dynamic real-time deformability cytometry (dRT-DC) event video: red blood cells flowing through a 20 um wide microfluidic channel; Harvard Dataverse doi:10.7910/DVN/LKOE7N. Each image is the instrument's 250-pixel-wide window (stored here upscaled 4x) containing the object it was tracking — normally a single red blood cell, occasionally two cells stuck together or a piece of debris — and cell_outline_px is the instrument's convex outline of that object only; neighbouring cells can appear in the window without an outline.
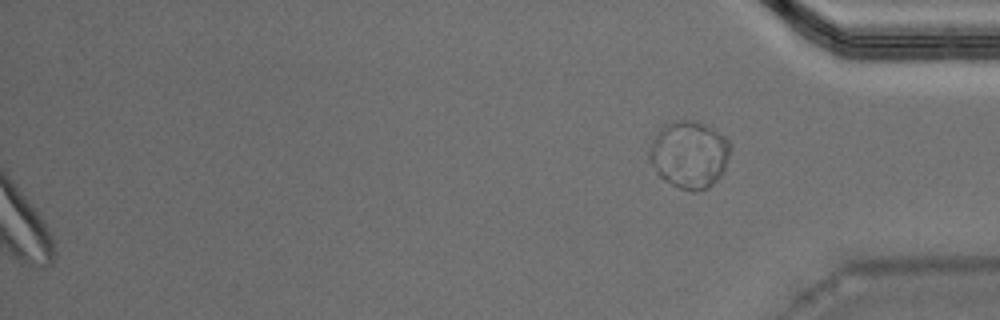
{"species": "Egyptian fruit bat (a non-hibernating species)", "species_latin": "Rousettus aegyptiacus", "temperature_condition": "warm", "stored_images_in_passage": 52, "segment_of_instrument_passage": [2, 2], "camera_frame_rate_fps": 3000, "um_per_image_px": 0.085, "animal": {"sex": "male"}, "frame": {"image": 1, "passage_image": 52, "time_ms": 17.0, "image_size_px": [1000, 320], "cell_outline_px": [[732, 148], [724, 172], [708, 188], [696, 192], [692, 192], [680, 188], [672, 184], [660, 176], [656, 172], [648, 156], [656, 132], [672, 120], [700, 120], [724, 136], [732, 144]], "centroid_in_image_um": [58.63, 13.12], "position_along_channel_um": 376.6, "area_um2": 31.96}}